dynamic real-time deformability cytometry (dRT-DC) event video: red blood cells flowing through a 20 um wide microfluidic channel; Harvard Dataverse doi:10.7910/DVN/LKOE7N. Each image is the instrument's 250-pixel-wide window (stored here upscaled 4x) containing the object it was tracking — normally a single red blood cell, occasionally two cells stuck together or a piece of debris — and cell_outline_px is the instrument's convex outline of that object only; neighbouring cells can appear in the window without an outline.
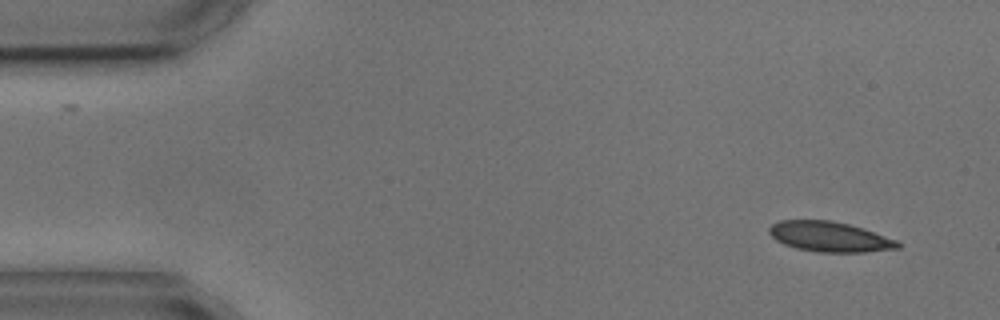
{"species": "common noctule bat (a hibernating species)", "species_latin": "Nyctalus noctula", "temperature_condition": "cold", "stored_images_in_passage": 2, "camera_frame_rate_fps": 3000, "um_per_image_px": 0.085, "animal": {"sex": "male", "body_mass_g": 17.9, "forearm_length_mm": 54.2}, "frame": {"image": 1, "passage_image": 2, "time_ms": 1.667, "image_size_px": [1000, 320], "cell_outline_px": [[900, 248], [864, 252], [820, 252], [796, 248], [784, 244], [776, 240], [768, 232], [768, 228], [772, 224], [780, 220], [832, 220], [864, 228], [896, 240], [900, 244]], "centroid_in_image_um": [70.5, 20.11], "position_along_channel_um": 14.5, "area_um2": 22.54}}